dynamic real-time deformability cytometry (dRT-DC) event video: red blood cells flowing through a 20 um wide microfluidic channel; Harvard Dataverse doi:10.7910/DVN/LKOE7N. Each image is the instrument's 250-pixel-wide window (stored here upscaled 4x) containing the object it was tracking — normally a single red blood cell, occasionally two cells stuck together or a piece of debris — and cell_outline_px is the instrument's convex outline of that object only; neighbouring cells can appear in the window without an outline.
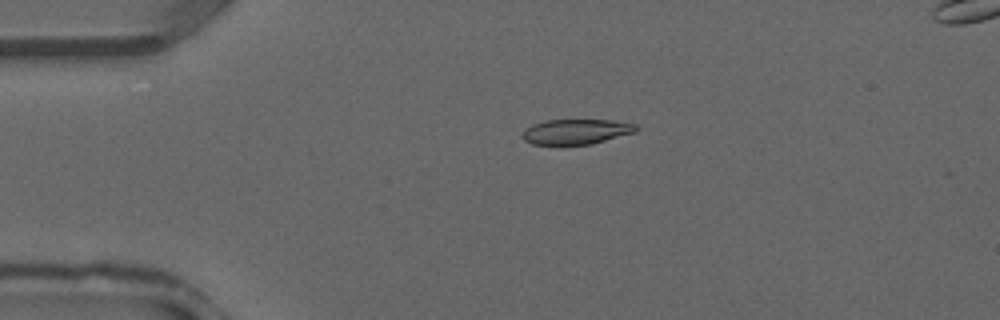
{"species": "common noctule bat (a hibernating species)", "species_latin": "Nyctalus noctula", "temperature_condition": "warm", "stored_images_in_passage": 32, "camera_frame_rate_fps": 3000, "um_per_image_px": 0.085, "animal": {"sex": "male", "forearm_length_mm": 52.5}, "frame": {"image": 1, "passage_image": 4, "time_ms": 1.0, "image_size_px": [1000, 320], "cell_outline_px": [[640, 128], [636, 132], [592, 144], [560, 148], [532, 144], [524, 140], [520, 136], [532, 124], [544, 120], [612, 120], [636, 124]], "centroid_in_image_um": [48.94, 11.24], "position_along_channel_um": 36.1, "area_um2": 17.51}}
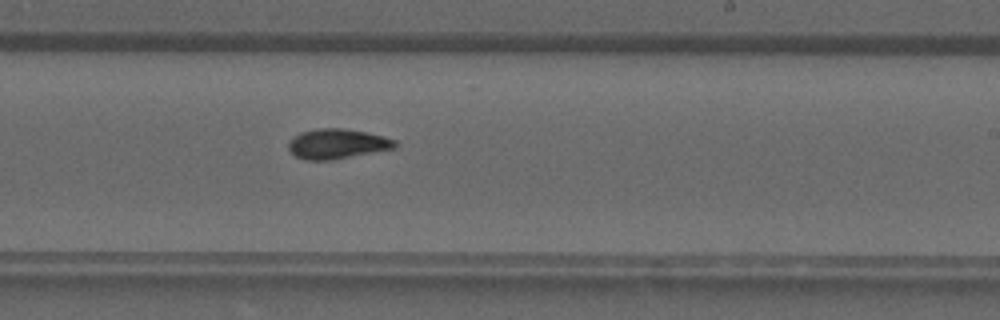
{"frame": {"image": 2, "passage_image": 18, "time_ms": 5.667, "image_size_px": [1000, 320], "cell_outline_px": [[400, 144], [396, 148], [332, 160], [304, 160], [296, 156], [288, 148], [288, 144], [292, 136], [300, 132], [316, 128], [340, 128], [368, 132], [396, 140]], "centroid_in_image_um": [28.67, 12.22], "position_along_channel_um": 260.3, "area_um2": 18.79}}
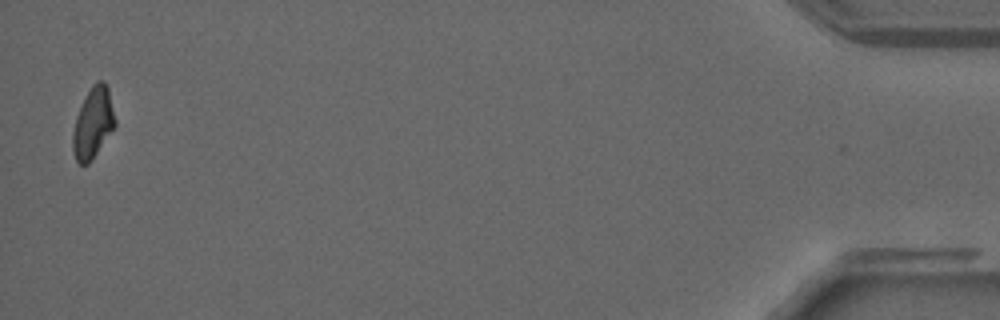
{"frame": {"image": 3, "passage_image": 32, "time_ms": 10.333, "image_size_px": [1000, 320], "cell_outline_px": [[116, 124], [92, 160], [88, 164], [80, 164], [76, 160], [72, 148], [72, 132], [76, 116], [92, 84], [96, 80], [104, 80], [108, 88], [116, 120]], "centroid_in_image_um": [7.9, 10.45], "position_along_channel_um": 427.3, "area_um2": 17.34}}